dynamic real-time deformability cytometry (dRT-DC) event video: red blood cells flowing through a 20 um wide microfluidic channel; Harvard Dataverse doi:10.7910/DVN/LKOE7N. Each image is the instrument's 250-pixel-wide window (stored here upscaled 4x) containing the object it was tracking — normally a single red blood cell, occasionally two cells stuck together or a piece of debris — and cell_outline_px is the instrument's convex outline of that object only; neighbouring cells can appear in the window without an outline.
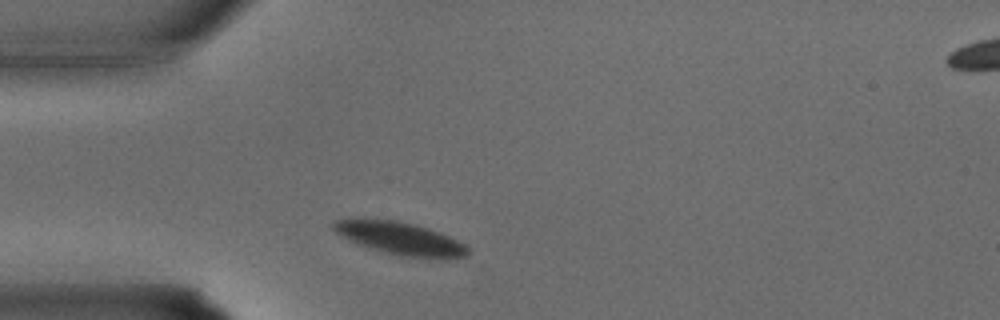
{"species": "common noctule bat (a hibernating species)", "species_latin": "Nyctalus noctula", "temperature_condition": "warm", "stored_images_in_passage": 21, "camera_frame_rate_fps": 3000, "um_per_image_px": 0.085, "animal": {"sex": "male", "body_mass_g": 15.6}, "frame": {"image": 1, "passage_image": 2, "time_ms": 0.333, "image_size_px": [1000, 320], "cell_outline_px": [[468, 252], [464, 256], [400, 256], [384, 252], [348, 240], [336, 232], [332, 228], [332, 224], [336, 220], [396, 220], [412, 224], [448, 236], [464, 244], [468, 248]], "centroid_in_image_um": [33.94, 20.25], "position_along_channel_um": 51.1, "area_um2": 24.04}}
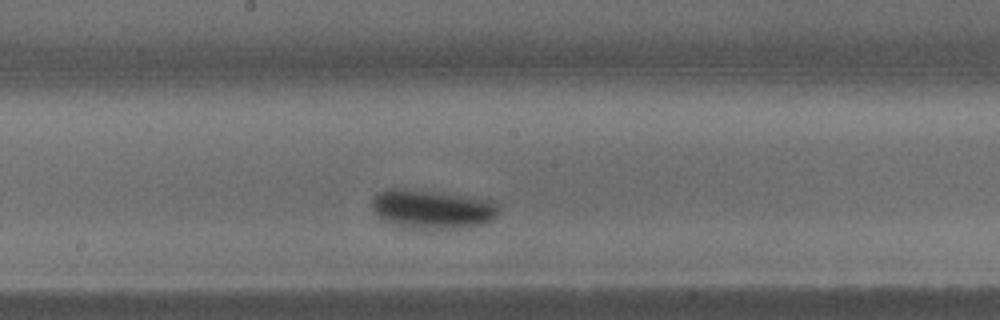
{"frame": {"image": 2, "passage_image": 11, "time_ms": 3.333, "image_size_px": [1000, 320], "cell_outline_px": [[500, 212], [492, 220], [468, 228], [436, 232], [416, 232], [400, 228], [384, 220], [372, 208], [372, 196], [376, 192], [392, 188], [400, 188], [440, 192], [468, 196], [492, 200], [500, 208]], "centroid_in_image_um": [36.73, 17.84], "position_along_channel_um": 211.5, "area_um2": 30.35}}
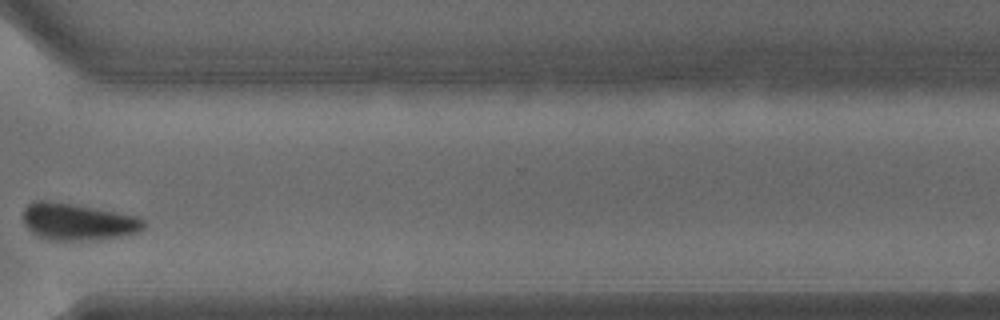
{"frame": {"image": 3, "passage_image": 19, "time_ms": 6.0, "image_size_px": [1000, 320], "cell_outline_px": [[148, 224], [140, 232], [120, 236], [68, 240], [56, 240], [40, 236], [32, 232], [24, 224], [24, 208], [32, 200], [48, 200], [72, 204], [140, 216]], "centroid_in_image_um": [6.64, 18.82], "position_along_channel_um": 364.0, "area_um2": 25.61}}